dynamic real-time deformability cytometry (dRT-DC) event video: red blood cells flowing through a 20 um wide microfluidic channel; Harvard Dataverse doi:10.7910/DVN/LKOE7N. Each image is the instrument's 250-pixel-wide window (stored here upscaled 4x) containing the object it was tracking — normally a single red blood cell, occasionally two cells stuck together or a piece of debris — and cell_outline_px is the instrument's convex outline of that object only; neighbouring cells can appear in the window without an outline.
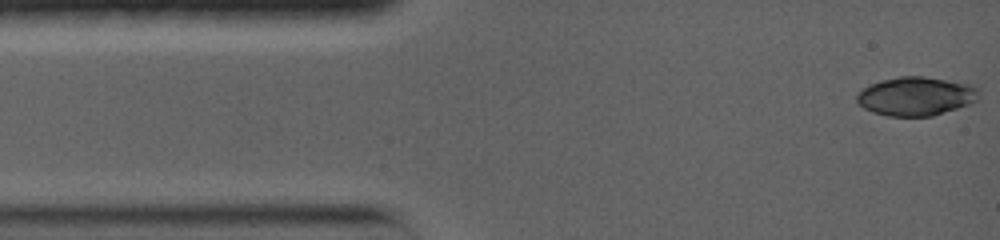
{"species": "common noctule bat (a hibernating species)", "species_latin": "Nyctalus noctula", "temperature_condition": "warm", "stored_images_in_passage": 13, "camera_frame_rate_fps": 5000, "um_per_image_px": 0.085, "animal": {"sex": "female", "body_mass_g": 19.0, "forearm_length_mm": 56.7}, "frame": {"image": 1, "passage_image": 1, "time_ms": 0.0, "image_size_px": [1000, 240], "cell_outline_px": [[980, 96], [976, 100], [968, 104], [932, 116], [888, 116], [872, 112], [864, 108], [856, 100], [856, 96], [864, 88], [880, 80], [900, 76], [924, 76], [972, 84], [980, 92]], "centroid_in_image_um": [77.86, 8.17], "position_along_channel_um": 7.1, "area_um2": 27.46}}
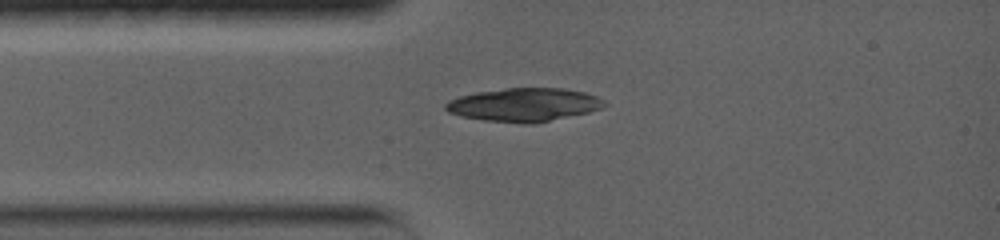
{"frame": {"image": 2, "passage_image": 13, "time_ms": 2.8, "image_size_px": [1000, 240], "cell_outline_px": [[604, 104], [600, 108], [588, 112], [532, 124], [520, 124], [480, 120], [460, 116], [448, 112], [444, 108], [444, 104], [448, 100], [460, 96], [476, 92], [504, 88], [564, 88], [584, 92], [596, 96], [604, 100]], "centroid_in_image_um": [44.47, 8.91], "position_along_channel_um": 40.5, "area_um2": 30.98}}